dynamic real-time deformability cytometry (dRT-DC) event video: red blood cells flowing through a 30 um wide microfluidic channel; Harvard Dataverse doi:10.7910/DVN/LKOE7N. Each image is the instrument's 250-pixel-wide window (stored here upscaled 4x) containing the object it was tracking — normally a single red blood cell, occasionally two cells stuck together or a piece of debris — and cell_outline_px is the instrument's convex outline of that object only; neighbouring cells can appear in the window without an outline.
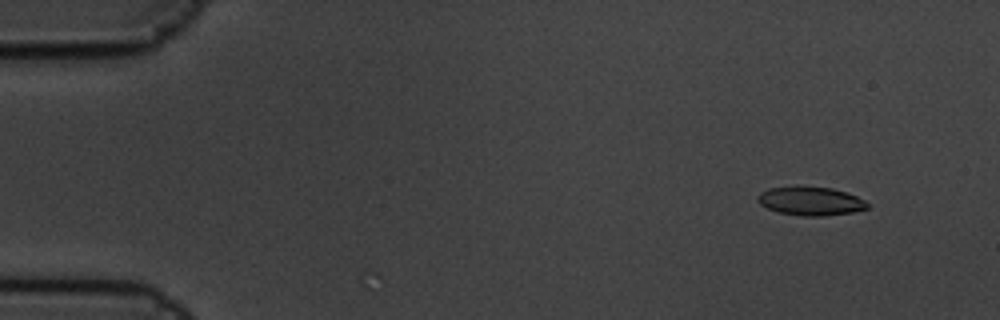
{"species": "common noctule bat (a hibernating species)", "species_latin": "Nyctalus noctula", "temperature_condition": "cold", "stored_images_in_passage": 5, "camera_frame_rate_fps": 3000, "um_per_image_px": 0.085, "animal": {"sex": "male", "body_mass_g": 19.5, "forearm_length_mm": 54.6}, "frame": {"image": 1, "passage_image": 1, "time_ms": 0.0, "image_size_px": [1000, 320], "cell_outline_px": [[868, 208], [852, 212], [820, 216], [800, 216], [780, 212], [768, 208], [760, 204], [756, 200], [756, 196], [760, 192], [768, 188], [796, 184], [832, 188], [848, 192], [864, 200], [868, 204]], "centroid_in_image_um": [68.85, 17.05], "position_along_channel_um": 16.2, "area_um2": 18.79}}